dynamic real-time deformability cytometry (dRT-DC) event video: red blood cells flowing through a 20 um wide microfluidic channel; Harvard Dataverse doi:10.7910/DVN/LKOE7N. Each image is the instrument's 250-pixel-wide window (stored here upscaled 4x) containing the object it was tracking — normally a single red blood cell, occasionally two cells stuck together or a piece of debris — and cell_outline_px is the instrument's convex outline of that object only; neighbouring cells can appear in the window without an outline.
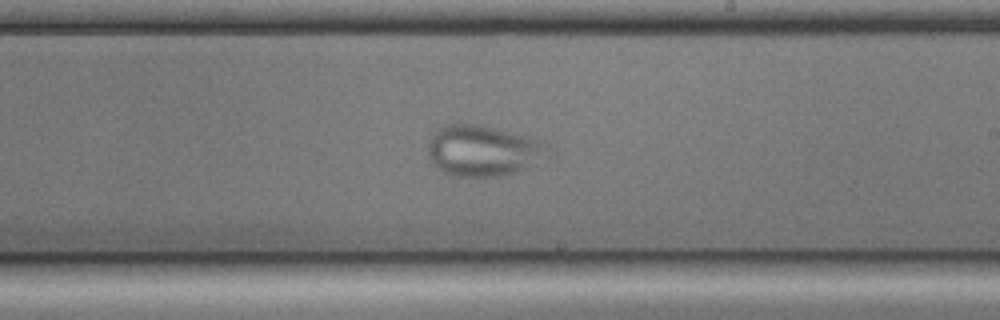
{"species": "common noctule bat (a hibernating species)", "species_latin": "Nyctalus noctula", "temperature_condition": "cold", "stored_images_in_passage": 55, "camera_frame_rate_fps": 3000, "um_per_image_px": 0.085, "animal": {"sex": "male", "body_mass_g": 17.9, "forearm_length_mm": 54.2}, "frame": {"image": 1, "passage_image": 31, "time_ms": 10.0, "image_size_px": [1000, 320], "cell_outline_px": [[552, 148], [524, 168], [516, 172], [500, 176], [452, 176], [444, 172], [428, 156], [428, 144], [432, 136], [440, 128], [448, 124], [480, 124], [528, 136]], "centroid_in_image_um": [41.0, 12.79], "position_along_channel_um": 248.0, "area_um2": 34.62}}